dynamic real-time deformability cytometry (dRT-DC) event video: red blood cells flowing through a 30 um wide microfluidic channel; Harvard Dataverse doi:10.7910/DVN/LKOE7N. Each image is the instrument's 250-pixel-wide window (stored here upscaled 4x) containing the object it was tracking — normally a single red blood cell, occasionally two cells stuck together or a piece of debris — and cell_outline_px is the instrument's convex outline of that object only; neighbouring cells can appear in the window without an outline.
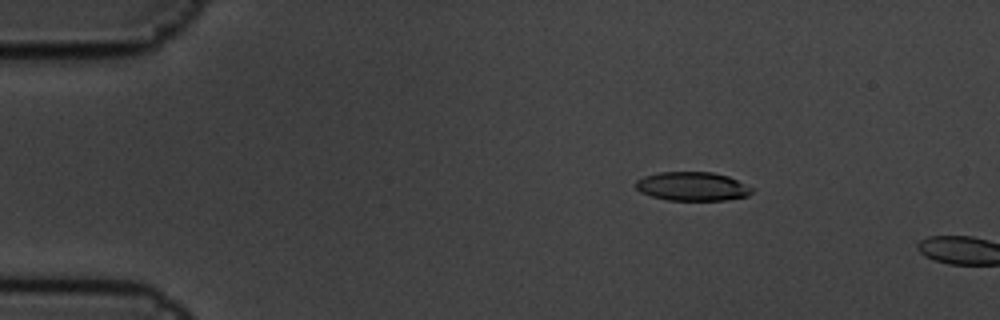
{"species": "common noctule bat (a hibernating species)", "species_latin": "Nyctalus noctula", "temperature_condition": "cold", "stored_images_in_passage": 4, "camera_frame_rate_fps": 3000, "um_per_image_px": 0.085, "animal": {"sex": "male", "body_mass_g": 19.5, "forearm_length_mm": 54.6}, "frame": {"image": 1, "passage_image": 3, "time_ms": 0.667, "image_size_px": [1000, 320], "cell_outline_px": [[752, 192], [748, 196], [724, 200], [668, 200], [652, 196], [640, 192], [636, 188], [636, 180], [644, 176], [660, 172], [712, 172], [728, 176], [752, 188]], "centroid_in_image_um": [58.83, 15.84], "position_along_channel_um": 26.2, "area_um2": 19.36}}